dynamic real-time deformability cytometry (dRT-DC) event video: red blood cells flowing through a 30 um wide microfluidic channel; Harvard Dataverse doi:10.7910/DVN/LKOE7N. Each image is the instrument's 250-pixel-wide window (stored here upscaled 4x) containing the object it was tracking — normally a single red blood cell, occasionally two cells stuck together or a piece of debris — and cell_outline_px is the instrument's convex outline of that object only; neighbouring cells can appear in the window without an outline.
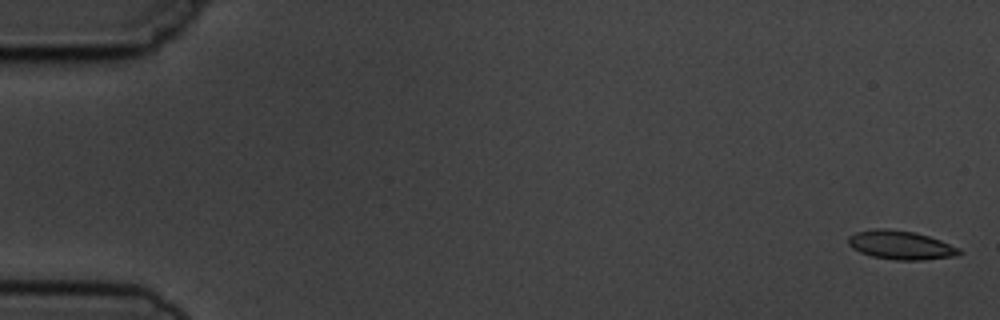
{"species": "common noctule bat (a hibernating species)", "species_latin": "Nyctalus noctula", "temperature_condition": "cold", "stored_images_in_passage": 9, "camera_frame_rate_fps": 3000, "um_per_image_px": 0.085, "animal": {"sex": "male", "body_mass_g": 19.5, "forearm_length_mm": 54.6}, "frame": {"image": 1, "passage_image": 1, "time_ms": 0.0, "image_size_px": [1000, 320], "cell_outline_px": [[964, 252], [956, 256], [920, 260], [896, 260], [872, 256], [860, 252], [852, 248], [848, 244], [848, 236], [856, 232], [876, 228], [888, 228], [912, 232], [928, 236], [940, 240], [960, 248]], "centroid_in_image_um": [76.56, 20.83], "position_along_channel_um": 8.4, "area_um2": 18.61}}
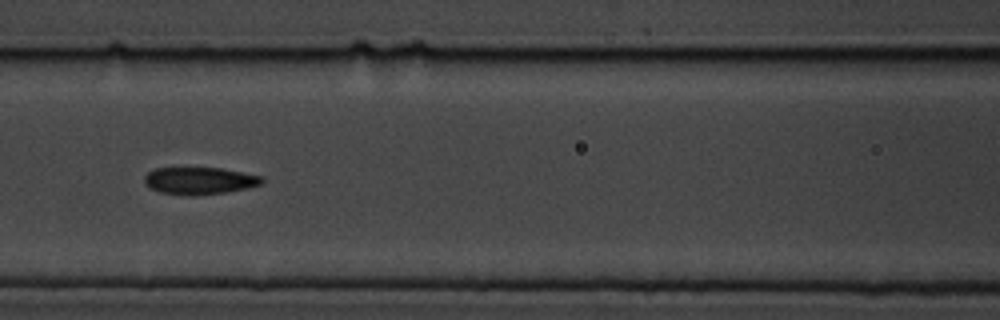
{"frame": {"image": 2, "passage_image": 7, "time_ms": 7.667, "image_size_px": [1000, 320], "cell_outline_px": [[264, 180], [260, 184], [248, 188], [224, 192], [192, 196], [188, 196], [160, 192], [148, 188], [144, 180], [144, 176], [148, 172], [156, 168], [220, 168], [264, 176]], "centroid_in_image_um": [16.94, 15.36], "position_along_channel_um": 149.7, "area_um2": 18.67}}
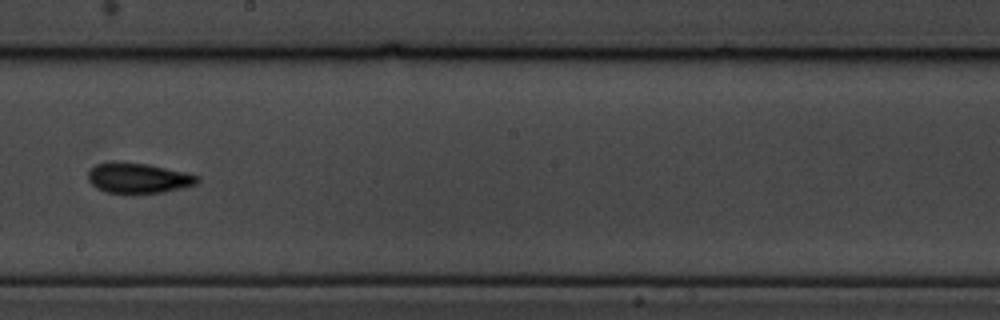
{"frame": {"image": 3, "passage_image": 9, "time_ms": 10.0, "image_size_px": [1000, 320], "cell_outline_px": [[200, 180], [196, 184], [164, 192], [132, 196], [104, 192], [96, 188], [88, 180], [88, 172], [96, 164], [112, 160], [148, 164], [188, 172], [200, 176]], "centroid_in_image_um": [11.74, 15.16], "position_along_channel_um": 236.5, "area_um2": 20.23}}